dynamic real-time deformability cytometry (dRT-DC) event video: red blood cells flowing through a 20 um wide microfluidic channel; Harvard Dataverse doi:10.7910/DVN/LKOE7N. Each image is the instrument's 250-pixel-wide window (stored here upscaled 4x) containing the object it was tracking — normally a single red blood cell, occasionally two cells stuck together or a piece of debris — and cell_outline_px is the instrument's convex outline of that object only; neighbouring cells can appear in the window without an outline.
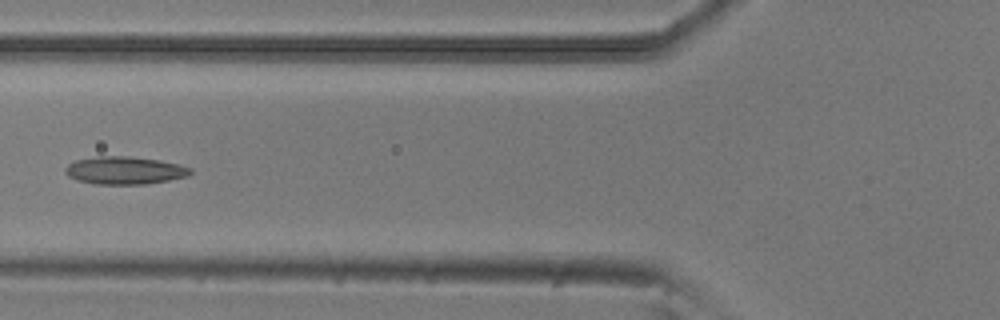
{"species": "common noctule bat (a hibernating species)", "species_latin": "Nyctalus noctula", "temperature_condition": "room temperature", "stored_images_in_passage": 6, "camera_frame_rate_fps": 3000, "um_per_image_px": 0.085, "animal": {"sex": "male", "body_mass_g": 20.5, "forearm_length_mm": 52.5}, "frame": {"image": 1, "passage_image": 6, "time_ms": 1.667, "image_size_px": [1000, 320], "cell_outline_px": [[192, 172], [188, 176], [148, 184], [96, 184], [76, 180], [68, 176], [64, 172], [64, 168], [68, 164], [76, 160], [100, 156], [128, 156], [160, 160], [192, 168]], "centroid_in_image_um": [10.58, 14.49], "position_along_channel_um": 115.2, "area_um2": 20.23}}